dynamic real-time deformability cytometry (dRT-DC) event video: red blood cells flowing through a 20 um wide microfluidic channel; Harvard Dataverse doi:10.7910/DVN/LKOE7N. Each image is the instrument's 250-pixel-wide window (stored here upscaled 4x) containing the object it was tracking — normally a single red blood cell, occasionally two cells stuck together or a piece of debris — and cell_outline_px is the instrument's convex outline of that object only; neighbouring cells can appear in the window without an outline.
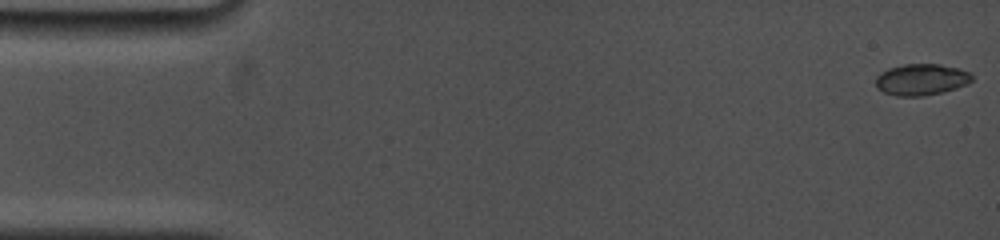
{"species": "common noctule bat (a hibernating species)", "species_latin": "Nyctalus noctula", "temperature_condition": "cold", "stored_images_in_passage": 30, "camera_frame_rate_fps": 5000, "um_per_image_px": 0.085, "animal": {"sex": "female", "body_mass_g": 19.0, "forearm_length_mm": 53.3}, "frame": {"image": 1, "passage_image": 1, "time_ms": 0.0, "image_size_px": [1000, 240], "cell_outline_px": [[972, 80], [968, 84], [956, 88], [924, 96], [896, 96], [884, 92], [876, 88], [876, 76], [880, 72], [888, 68], [904, 64], [940, 64], [960, 68], [968, 72], [972, 76]], "centroid_in_image_um": [78.29, 6.75], "position_along_channel_um": 6.7, "area_um2": 17.69}}
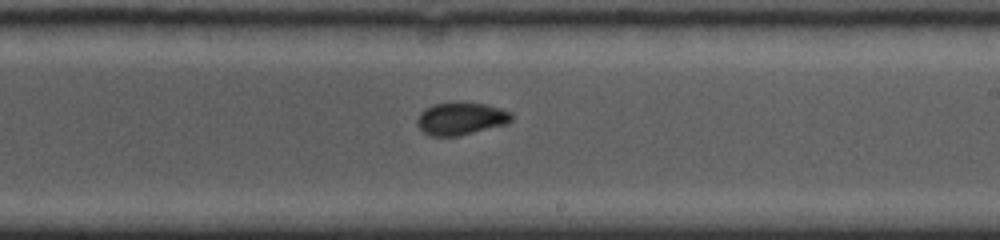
{"frame": {"image": 2, "passage_image": 16, "time_ms": 10.0, "image_size_px": [1000, 240], "cell_outline_px": [[512, 120], [508, 124], [460, 136], [432, 136], [424, 132], [416, 124], [416, 120], [420, 112], [424, 108], [432, 104], [456, 100], [460, 100], [484, 104], [500, 108], [512, 112]], "centroid_in_image_um": [39.17, 10.05], "position_along_channel_um": 249.8, "area_um2": 18.55}}
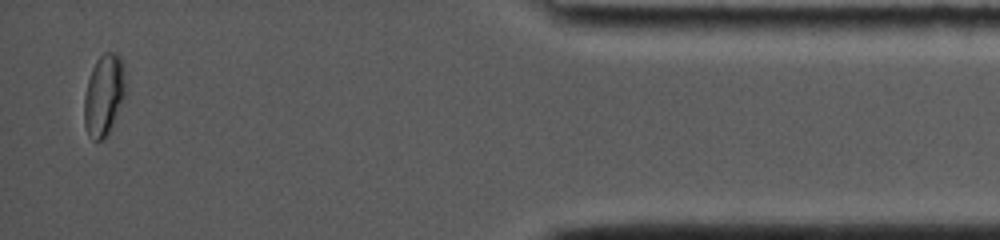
{"frame": {"image": 3, "passage_image": 29, "time_ms": 16.0, "image_size_px": [1000, 240], "cell_outline_px": [[128, 80], [124, 96], [108, 136], [100, 140], [92, 140], [88, 136], [84, 124], [84, 96], [88, 80], [92, 68], [96, 60], [104, 52], [112, 52], [120, 56], [124, 60]], "centroid_in_image_um": [8.86, 8.05], "position_along_channel_um": 426.3, "area_um2": 20.17}}